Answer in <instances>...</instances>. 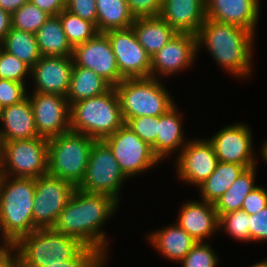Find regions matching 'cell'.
<instances>
[{
    "instance_id": "obj_53",
    "label": "cell",
    "mask_w": 267,
    "mask_h": 267,
    "mask_svg": "<svg viewBox=\"0 0 267 267\" xmlns=\"http://www.w3.org/2000/svg\"><path fill=\"white\" fill-rule=\"evenodd\" d=\"M69 0H62V2L66 5V3L68 2Z\"/></svg>"
},
{
    "instance_id": "obj_12",
    "label": "cell",
    "mask_w": 267,
    "mask_h": 267,
    "mask_svg": "<svg viewBox=\"0 0 267 267\" xmlns=\"http://www.w3.org/2000/svg\"><path fill=\"white\" fill-rule=\"evenodd\" d=\"M208 140L214 147L218 161L235 163L246 169L258 165L256 154L253 153L252 130L246 123L224 126Z\"/></svg>"
},
{
    "instance_id": "obj_7",
    "label": "cell",
    "mask_w": 267,
    "mask_h": 267,
    "mask_svg": "<svg viewBox=\"0 0 267 267\" xmlns=\"http://www.w3.org/2000/svg\"><path fill=\"white\" fill-rule=\"evenodd\" d=\"M95 141L71 130L48 139V174L68 181L77 188L84 179Z\"/></svg>"
},
{
    "instance_id": "obj_15",
    "label": "cell",
    "mask_w": 267,
    "mask_h": 267,
    "mask_svg": "<svg viewBox=\"0 0 267 267\" xmlns=\"http://www.w3.org/2000/svg\"><path fill=\"white\" fill-rule=\"evenodd\" d=\"M104 34L110 41L119 73L124 79L150 77L151 57L138 42L132 27Z\"/></svg>"
},
{
    "instance_id": "obj_42",
    "label": "cell",
    "mask_w": 267,
    "mask_h": 267,
    "mask_svg": "<svg viewBox=\"0 0 267 267\" xmlns=\"http://www.w3.org/2000/svg\"><path fill=\"white\" fill-rule=\"evenodd\" d=\"M267 207V190L263 186H257L244 199L241 210L247 214H257Z\"/></svg>"
},
{
    "instance_id": "obj_5",
    "label": "cell",
    "mask_w": 267,
    "mask_h": 267,
    "mask_svg": "<svg viewBox=\"0 0 267 267\" xmlns=\"http://www.w3.org/2000/svg\"><path fill=\"white\" fill-rule=\"evenodd\" d=\"M34 178L0 175V223L4 234L15 242L35 229L33 205Z\"/></svg>"
},
{
    "instance_id": "obj_22",
    "label": "cell",
    "mask_w": 267,
    "mask_h": 267,
    "mask_svg": "<svg viewBox=\"0 0 267 267\" xmlns=\"http://www.w3.org/2000/svg\"><path fill=\"white\" fill-rule=\"evenodd\" d=\"M0 123L1 142L40 137L28 96L17 104L4 107L0 113Z\"/></svg>"
},
{
    "instance_id": "obj_38",
    "label": "cell",
    "mask_w": 267,
    "mask_h": 267,
    "mask_svg": "<svg viewBox=\"0 0 267 267\" xmlns=\"http://www.w3.org/2000/svg\"><path fill=\"white\" fill-rule=\"evenodd\" d=\"M106 260L107 257L101 251L85 246L73 259L46 267H106Z\"/></svg>"
},
{
    "instance_id": "obj_54",
    "label": "cell",
    "mask_w": 267,
    "mask_h": 267,
    "mask_svg": "<svg viewBox=\"0 0 267 267\" xmlns=\"http://www.w3.org/2000/svg\"><path fill=\"white\" fill-rule=\"evenodd\" d=\"M2 109H3V108H2L1 103H0V113H1Z\"/></svg>"
},
{
    "instance_id": "obj_33",
    "label": "cell",
    "mask_w": 267,
    "mask_h": 267,
    "mask_svg": "<svg viewBox=\"0 0 267 267\" xmlns=\"http://www.w3.org/2000/svg\"><path fill=\"white\" fill-rule=\"evenodd\" d=\"M250 215L243 210L231 211L219 216L218 230L234 240L250 242Z\"/></svg>"
},
{
    "instance_id": "obj_11",
    "label": "cell",
    "mask_w": 267,
    "mask_h": 267,
    "mask_svg": "<svg viewBox=\"0 0 267 267\" xmlns=\"http://www.w3.org/2000/svg\"><path fill=\"white\" fill-rule=\"evenodd\" d=\"M75 189L72 183L49 174L35 178L34 226L52 228Z\"/></svg>"
},
{
    "instance_id": "obj_41",
    "label": "cell",
    "mask_w": 267,
    "mask_h": 267,
    "mask_svg": "<svg viewBox=\"0 0 267 267\" xmlns=\"http://www.w3.org/2000/svg\"><path fill=\"white\" fill-rule=\"evenodd\" d=\"M65 9L96 25V0H69L65 5Z\"/></svg>"
},
{
    "instance_id": "obj_19",
    "label": "cell",
    "mask_w": 267,
    "mask_h": 267,
    "mask_svg": "<svg viewBox=\"0 0 267 267\" xmlns=\"http://www.w3.org/2000/svg\"><path fill=\"white\" fill-rule=\"evenodd\" d=\"M206 18L241 26L256 35L260 16L259 0H205Z\"/></svg>"
},
{
    "instance_id": "obj_27",
    "label": "cell",
    "mask_w": 267,
    "mask_h": 267,
    "mask_svg": "<svg viewBox=\"0 0 267 267\" xmlns=\"http://www.w3.org/2000/svg\"><path fill=\"white\" fill-rule=\"evenodd\" d=\"M112 86L94 71L73 64L69 91L66 95L69 105L87 98L99 96Z\"/></svg>"
},
{
    "instance_id": "obj_24",
    "label": "cell",
    "mask_w": 267,
    "mask_h": 267,
    "mask_svg": "<svg viewBox=\"0 0 267 267\" xmlns=\"http://www.w3.org/2000/svg\"><path fill=\"white\" fill-rule=\"evenodd\" d=\"M149 243L157 250L164 259L179 263L196 244L183 228L176 222L147 233Z\"/></svg>"
},
{
    "instance_id": "obj_25",
    "label": "cell",
    "mask_w": 267,
    "mask_h": 267,
    "mask_svg": "<svg viewBox=\"0 0 267 267\" xmlns=\"http://www.w3.org/2000/svg\"><path fill=\"white\" fill-rule=\"evenodd\" d=\"M131 27L138 42L150 57L177 34L160 16L135 18Z\"/></svg>"
},
{
    "instance_id": "obj_3",
    "label": "cell",
    "mask_w": 267,
    "mask_h": 267,
    "mask_svg": "<svg viewBox=\"0 0 267 267\" xmlns=\"http://www.w3.org/2000/svg\"><path fill=\"white\" fill-rule=\"evenodd\" d=\"M125 124L115 87L70 105L71 131L103 141Z\"/></svg>"
},
{
    "instance_id": "obj_28",
    "label": "cell",
    "mask_w": 267,
    "mask_h": 267,
    "mask_svg": "<svg viewBox=\"0 0 267 267\" xmlns=\"http://www.w3.org/2000/svg\"><path fill=\"white\" fill-rule=\"evenodd\" d=\"M245 169L242 165L218 161L215 171L198 187L201 200L215 204Z\"/></svg>"
},
{
    "instance_id": "obj_46",
    "label": "cell",
    "mask_w": 267,
    "mask_h": 267,
    "mask_svg": "<svg viewBox=\"0 0 267 267\" xmlns=\"http://www.w3.org/2000/svg\"><path fill=\"white\" fill-rule=\"evenodd\" d=\"M12 28L11 14L0 8V43Z\"/></svg>"
},
{
    "instance_id": "obj_39",
    "label": "cell",
    "mask_w": 267,
    "mask_h": 267,
    "mask_svg": "<svg viewBox=\"0 0 267 267\" xmlns=\"http://www.w3.org/2000/svg\"><path fill=\"white\" fill-rule=\"evenodd\" d=\"M28 86L12 80L0 79V103L2 108L17 104L28 94Z\"/></svg>"
},
{
    "instance_id": "obj_23",
    "label": "cell",
    "mask_w": 267,
    "mask_h": 267,
    "mask_svg": "<svg viewBox=\"0 0 267 267\" xmlns=\"http://www.w3.org/2000/svg\"><path fill=\"white\" fill-rule=\"evenodd\" d=\"M181 115L178 107L174 105L165 114L159 116L158 136L151 148L160 162L173 152L175 154L178 151L176 155L178 156L189 141L184 135Z\"/></svg>"
},
{
    "instance_id": "obj_36",
    "label": "cell",
    "mask_w": 267,
    "mask_h": 267,
    "mask_svg": "<svg viewBox=\"0 0 267 267\" xmlns=\"http://www.w3.org/2000/svg\"><path fill=\"white\" fill-rule=\"evenodd\" d=\"M180 263L181 267H218L219 257L209 242H196Z\"/></svg>"
},
{
    "instance_id": "obj_30",
    "label": "cell",
    "mask_w": 267,
    "mask_h": 267,
    "mask_svg": "<svg viewBox=\"0 0 267 267\" xmlns=\"http://www.w3.org/2000/svg\"><path fill=\"white\" fill-rule=\"evenodd\" d=\"M256 166L245 169V171L235 180L230 188L214 204L218 217L231 211L241 210L244 199L254 190L256 177Z\"/></svg>"
},
{
    "instance_id": "obj_2",
    "label": "cell",
    "mask_w": 267,
    "mask_h": 267,
    "mask_svg": "<svg viewBox=\"0 0 267 267\" xmlns=\"http://www.w3.org/2000/svg\"><path fill=\"white\" fill-rule=\"evenodd\" d=\"M256 35L234 24L207 19L196 34L197 54L205 46L220 68L244 80L252 74Z\"/></svg>"
},
{
    "instance_id": "obj_52",
    "label": "cell",
    "mask_w": 267,
    "mask_h": 267,
    "mask_svg": "<svg viewBox=\"0 0 267 267\" xmlns=\"http://www.w3.org/2000/svg\"><path fill=\"white\" fill-rule=\"evenodd\" d=\"M9 267H19L18 263L15 261L12 265H10Z\"/></svg>"
},
{
    "instance_id": "obj_6",
    "label": "cell",
    "mask_w": 267,
    "mask_h": 267,
    "mask_svg": "<svg viewBox=\"0 0 267 267\" xmlns=\"http://www.w3.org/2000/svg\"><path fill=\"white\" fill-rule=\"evenodd\" d=\"M159 78H125L115 86L126 122L141 116H160L175 105V100Z\"/></svg>"
},
{
    "instance_id": "obj_9",
    "label": "cell",
    "mask_w": 267,
    "mask_h": 267,
    "mask_svg": "<svg viewBox=\"0 0 267 267\" xmlns=\"http://www.w3.org/2000/svg\"><path fill=\"white\" fill-rule=\"evenodd\" d=\"M128 179L109 146L104 141H95L84 179L77 188L88 193L109 195L120 203V190Z\"/></svg>"
},
{
    "instance_id": "obj_48",
    "label": "cell",
    "mask_w": 267,
    "mask_h": 267,
    "mask_svg": "<svg viewBox=\"0 0 267 267\" xmlns=\"http://www.w3.org/2000/svg\"><path fill=\"white\" fill-rule=\"evenodd\" d=\"M261 151H260V156H262V158L265 160V162L267 163V140L263 143V145L261 146Z\"/></svg>"
},
{
    "instance_id": "obj_14",
    "label": "cell",
    "mask_w": 267,
    "mask_h": 267,
    "mask_svg": "<svg viewBox=\"0 0 267 267\" xmlns=\"http://www.w3.org/2000/svg\"><path fill=\"white\" fill-rule=\"evenodd\" d=\"M27 96L40 137L50 139L71 130L70 105L65 96L40 92H29Z\"/></svg>"
},
{
    "instance_id": "obj_49",
    "label": "cell",
    "mask_w": 267,
    "mask_h": 267,
    "mask_svg": "<svg viewBox=\"0 0 267 267\" xmlns=\"http://www.w3.org/2000/svg\"><path fill=\"white\" fill-rule=\"evenodd\" d=\"M250 267H267V259H264L260 262H255V264H253L252 266Z\"/></svg>"
},
{
    "instance_id": "obj_32",
    "label": "cell",
    "mask_w": 267,
    "mask_h": 267,
    "mask_svg": "<svg viewBox=\"0 0 267 267\" xmlns=\"http://www.w3.org/2000/svg\"><path fill=\"white\" fill-rule=\"evenodd\" d=\"M58 15L67 40L73 48L78 44L93 39L99 33L94 23L82 19L66 9L62 10Z\"/></svg>"
},
{
    "instance_id": "obj_37",
    "label": "cell",
    "mask_w": 267,
    "mask_h": 267,
    "mask_svg": "<svg viewBox=\"0 0 267 267\" xmlns=\"http://www.w3.org/2000/svg\"><path fill=\"white\" fill-rule=\"evenodd\" d=\"M159 116H141L130 118L125 125L136 133L143 141L152 146L158 136Z\"/></svg>"
},
{
    "instance_id": "obj_45",
    "label": "cell",
    "mask_w": 267,
    "mask_h": 267,
    "mask_svg": "<svg viewBox=\"0 0 267 267\" xmlns=\"http://www.w3.org/2000/svg\"><path fill=\"white\" fill-rule=\"evenodd\" d=\"M29 1L50 16H56L62 10L65 9V4L62 2V0H29Z\"/></svg>"
},
{
    "instance_id": "obj_8",
    "label": "cell",
    "mask_w": 267,
    "mask_h": 267,
    "mask_svg": "<svg viewBox=\"0 0 267 267\" xmlns=\"http://www.w3.org/2000/svg\"><path fill=\"white\" fill-rule=\"evenodd\" d=\"M1 143L0 175L35 179L48 174V139L34 137Z\"/></svg>"
},
{
    "instance_id": "obj_20",
    "label": "cell",
    "mask_w": 267,
    "mask_h": 267,
    "mask_svg": "<svg viewBox=\"0 0 267 267\" xmlns=\"http://www.w3.org/2000/svg\"><path fill=\"white\" fill-rule=\"evenodd\" d=\"M179 211L176 223L197 242H206L219 231V217L214 204L201 199L188 200Z\"/></svg>"
},
{
    "instance_id": "obj_47",
    "label": "cell",
    "mask_w": 267,
    "mask_h": 267,
    "mask_svg": "<svg viewBox=\"0 0 267 267\" xmlns=\"http://www.w3.org/2000/svg\"><path fill=\"white\" fill-rule=\"evenodd\" d=\"M29 0H0V8L11 15Z\"/></svg>"
},
{
    "instance_id": "obj_26",
    "label": "cell",
    "mask_w": 267,
    "mask_h": 267,
    "mask_svg": "<svg viewBox=\"0 0 267 267\" xmlns=\"http://www.w3.org/2000/svg\"><path fill=\"white\" fill-rule=\"evenodd\" d=\"M41 56L64 57L73 55V47L63 31L60 16H49L35 33Z\"/></svg>"
},
{
    "instance_id": "obj_50",
    "label": "cell",
    "mask_w": 267,
    "mask_h": 267,
    "mask_svg": "<svg viewBox=\"0 0 267 267\" xmlns=\"http://www.w3.org/2000/svg\"><path fill=\"white\" fill-rule=\"evenodd\" d=\"M0 235H1V238H10V237H8V236H6L5 234H4V231H3V229H2V225H1V223H0Z\"/></svg>"
},
{
    "instance_id": "obj_29",
    "label": "cell",
    "mask_w": 267,
    "mask_h": 267,
    "mask_svg": "<svg viewBox=\"0 0 267 267\" xmlns=\"http://www.w3.org/2000/svg\"><path fill=\"white\" fill-rule=\"evenodd\" d=\"M96 6L99 33L130 28L135 20L126 0H96Z\"/></svg>"
},
{
    "instance_id": "obj_10",
    "label": "cell",
    "mask_w": 267,
    "mask_h": 267,
    "mask_svg": "<svg viewBox=\"0 0 267 267\" xmlns=\"http://www.w3.org/2000/svg\"><path fill=\"white\" fill-rule=\"evenodd\" d=\"M103 141L109 146L121 170L128 178L146 173L148 169H153L160 164L151 146L125 124Z\"/></svg>"
},
{
    "instance_id": "obj_40",
    "label": "cell",
    "mask_w": 267,
    "mask_h": 267,
    "mask_svg": "<svg viewBox=\"0 0 267 267\" xmlns=\"http://www.w3.org/2000/svg\"><path fill=\"white\" fill-rule=\"evenodd\" d=\"M129 10L135 18L157 17L163 0H126Z\"/></svg>"
},
{
    "instance_id": "obj_4",
    "label": "cell",
    "mask_w": 267,
    "mask_h": 267,
    "mask_svg": "<svg viewBox=\"0 0 267 267\" xmlns=\"http://www.w3.org/2000/svg\"><path fill=\"white\" fill-rule=\"evenodd\" d=\"M86 245L53 228L35 229L15 242L19 267H46L73 259Z\"/></svg>"
},
{
    "instance_id": "obj_31",
    "label": "cell",
    "mask_w": 267,
    "mask_h": 267,
    "mask_svg": "<svg viewBox=\"0 0 267 267\" xmlns=\"http://www.w3.org/2000/svg\"><path fill=\"white\" fill-rule=\"evenodd\" d=\"M0 47L32 68L41 58L34 33L11 28Z\"/></svg>"
},
{
    "instance_id": "obj_21",
    "label": "cell",
    "mask_w": 267,
    "mask_h": 267,
    "mask_svg": "<svg viewBox=\"0 0 267 267\" xmlns=\"http://www.w3.org/2000/svg\"><path fill=\"white\" fill-rule=\"evenodd\" d=\"M159 16L177 33L196 35L206 20L205 0H163Z\"/></svg>"
},
{
    "instance_id": "obj_34",
    "label": "cell",
    "mask_w": 267,
    "mask_h": 267,
    "mask_svg": "<svg viewBox=\"0 0 267 267\" xmlns=\"http://www.w3.org/2000/svg\"><path fill=\"white\" fill-rule=\"evenodd\" d=\"M49 16L28 1L11 15L12 28L35 34Z\"/></svg>"
},
{
    "instance_id": "obj_1",
    "label": "cell",
    "mask_w": 267,
    "mask_h": 267,
    "mask_svg": "<svg viewBox=\"0 0 267 267\" xmlns=\"http://www.w3.org/2000/svg\"><path fill=\"white\" fill-rule=\"evenodd\" d=\"M119 204L109 195L88 193L76 188L52 228L79 239L84 245L98 249L109 258V241L103 226L113 217Z\"/></svg>"
},
{
    "instance_id": "obj_18",
    "label": "cell",
    "mask_w": 267,
    "mask_h": 267,
    "mask_svg": "<svg viewBox=\"0 0 267 267\" xmlns=\"http://www.w3.org/2000/svg\"><path fill=\"white\" fill-rule=\"evenodd\" d=\"M73 57L41 56L31 68L33 92L67 95L73 70Z\"/></svg>"
},
{
    "instance_id": "obj_16",
    "label": "cell",
    "mask_w": 267,
    "mask_h": 267,
    "mask_svg": "<svg viewBox=\"0 0 267 267\" xmlns=\"http://www.w3.org/2000/svg\"><path fill=\"white\" fill-rule=\"evenodd\" d=\"M72 57L76 66L94 71L112 87L124 79L119 73L110 41L104 33H98L93 39L76 45Z\"/></svg>"
},
{
    "instance_id": "obj_13",
    "label": "cell",
    "mask_w": 267,
    "mask_h": 267,
    "mask_svg": "<svg viewBox=\"0 0 267 267\" xmlns=\"http://www.w3.org/2000/svg\"><path fill=\"white\" fill-rule=\"evenodd\" d=\"M177 177L199 187L215 171L218 163L212 143L206 139H190L175 158Z\"/></svg>"
},
{
    "instance_id": "obj_17",
    "label": "cell",
    "mask_w": 267,
    "mask_h": 267,
    "mask_svg": "<svg viewBox=\"0 0 267 267\" xmlns=\"http://www.w3.org/2000/svg\"><path fill=\"white\" fill-rule=\"evenodd\" d=\"M197 58L196 35L177 33L151 57L150 77H171L190 68Z\"/></svg>"
},
{
    "instance_id": "obj_35",
    "label": "cell",
    "mask_w": 267,
    "mask_h": 267,
    "mask_svg": "<svg viewBox=\"0 0 267 267\" xmlns=\"http://www.w3.org/2000/svg\"><path fill=\"white\" fill-rule=\"evenodd\" d=\"M29 75H31V68L27 64L0 47V79L27 85L26 79H31Z\"/></svg>"
},
{
    "instance_id": "obj_43",
    "label": "cell",
    "mask_w": 267,
    "mask_h": 267,
    "mask_svg": "<svg viewBox=\"0 0 267 267\" xmlns=\"http://www.w3.org/2000/svg\"><path fill=\"white\" fill-rule=\"evenodd\" d=\"M250 242L267 241V207L250 215Z\"/></svg>"
},
{
    "instance_id": "obj_51",
    "label": "cell",
    "mask_w": 267,
    "mask_h": 267,
    "mask_svg": "<svg viewBox=\"0 0 267 267\" xmlns=\"http://www.w3.org/2000/svg\"><path fill=\"white\" fill-rule=\"evenodd\" d=\"M1 155H2V143L0 139V170H1Z\"/></svg>"
},
{
    "instance_id": "obj_44",
    "label": "cell",
    "mask_w": 267,
    "mask_h": 267,
    "mask_svg": "<svg viewBox=\"0 0 267 267\" xmlns=\"http://www.w3.org/2000/svg\"><path fill=\"white\" fill-rule=\"evenodd\" d=\"M15 261V241L12 238L0 239V267H9Z\"/></svg>"
}]
</instances>
